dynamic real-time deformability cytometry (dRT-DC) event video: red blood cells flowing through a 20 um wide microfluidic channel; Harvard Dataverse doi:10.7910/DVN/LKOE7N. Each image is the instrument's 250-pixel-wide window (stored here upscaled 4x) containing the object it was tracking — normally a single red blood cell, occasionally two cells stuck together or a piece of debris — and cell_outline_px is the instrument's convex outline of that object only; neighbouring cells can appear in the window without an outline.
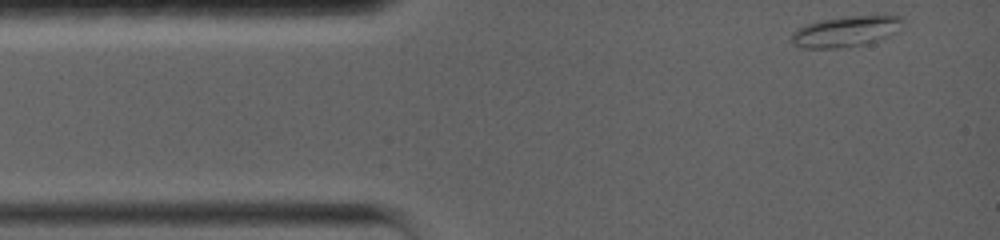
{"species": "common noctule bat (a hibernating species)", "species_latin": "Nyctalus noctula", "temperature_condition": "warm", "stored_images_in_passage": 67, "camera_frame_rate_fps": 5000, "um_per_image_px": 0.085, "animal": {"sex": "female", "body_mass_g": 19.0, "forearm_length_mm": 56.7}, "frame": {"image": 1, "passage_image": 1, "time_ms": 0.0, "image_size_px": [1000, 240], "cell_outline_px": [[904, 20], [896, 32], [888, 36], [864, 44], [840, 48], [800, 48], [792, 44], [788, 40], [792, 32], [804, 24], [820, 20], [844, 16], [884, 12], [904, 16]], "centroid_in_image_um": [71.92, 2.61], "position_along_channel_um": 13.1, "area_um2": 20.92}}
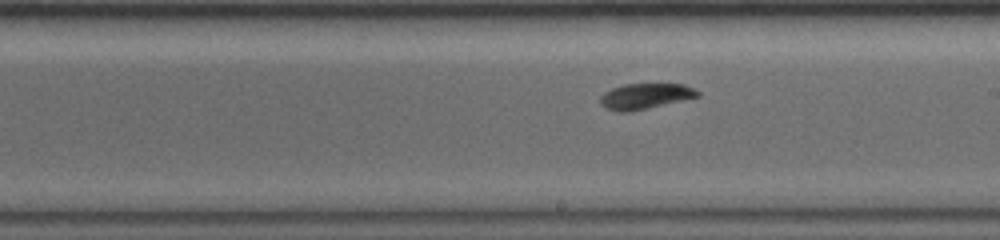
{"frame": {"image": 2, "passage_image": 38, "time_ms": 7.4, "image_size_px": [1000, 240], "cell_outline_px": [[700, 96], [628, 112], [620, 112], [608, 108], [600, 104], [600, 96], [604, 92], [612, 88], [624, 84], [684, 84], [700, 92]], "centroid_in_image_um": [54.82, 8.16], "position_along_channel_um": 234.2, "area_um2": 14.28}}
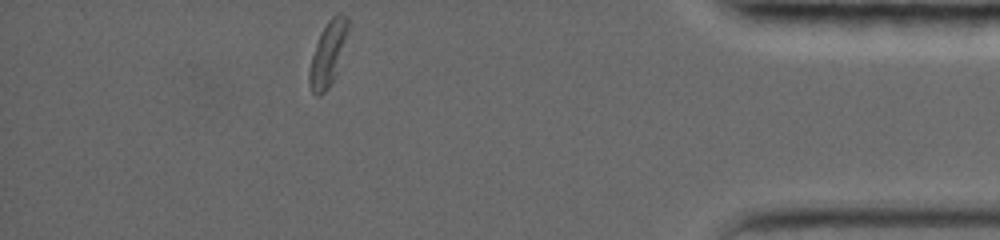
{"frame": {"image": 3, "passage_image": 67, "time_ms": 13.2, "image_size_px": [1000, 240], "cell_outline_px": [[348, 28], [332, 80], [324, 92], [312, 92], [308, 80], [308, 72], [312, 56], [320, 32], [328, 20], [336, 12], [340, 12], [348, 16]], "centroid_in_image_um": [27.84, 4.45], "position_along_channel_um": 407.4, "area_um2": 13.7}, "authors_computed_cell_mechanics": {"area_um2": 14.739, "velocity_mm_per_s": 3.7467, "shape_relaxation_time_tau1_ms": 1.6918, "shape_relaxation_time_tau2_ms": 5.8773, "deformation_change_tau1": 0.1191, "deformation_change_tau2": 0.0588}}